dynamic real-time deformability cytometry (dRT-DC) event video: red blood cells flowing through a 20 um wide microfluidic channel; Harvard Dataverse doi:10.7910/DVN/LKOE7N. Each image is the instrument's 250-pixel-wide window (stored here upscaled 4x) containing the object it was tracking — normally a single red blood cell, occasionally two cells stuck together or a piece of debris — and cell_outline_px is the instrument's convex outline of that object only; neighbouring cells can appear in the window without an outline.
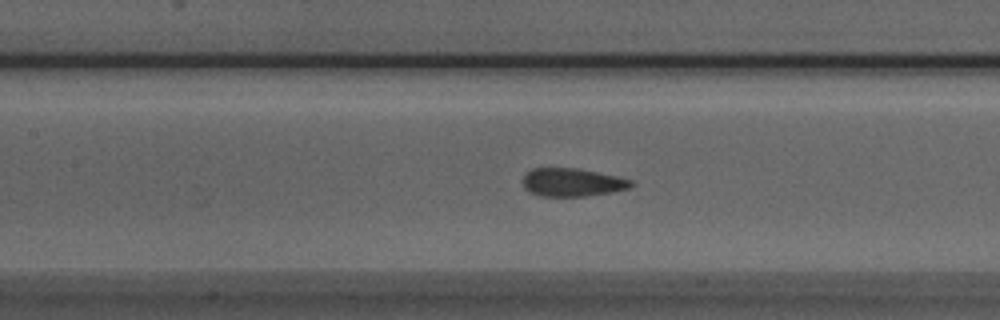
{"species": "Egyptian fruit bat (a non-hibernating species)", "species_latin": "Rousettus aegyptiacus", "temperature_condition": "room temperature", "stored_images_in_passage": 31, "camera_frame_rate_fps": 3000, "um_per_image_px": 0.085, "animal": {"sex": "male"}, "frame": {"image": 1, "passage_image": 8, "time_ms": 2.333, "image_size_px": [1000, 320], "cell_outline_px": [[636, 184], [628, 188], [612, 192], [584, 196], [540, 196], [528, 192], [524, 188], [524, 172], [532, 168], [576, 168], [616, 176], [632, 180]], "centroid_in_image_um": [48.62, 15.5], "position_along_channel_um": 158.8, "area_um2": 17.8}}
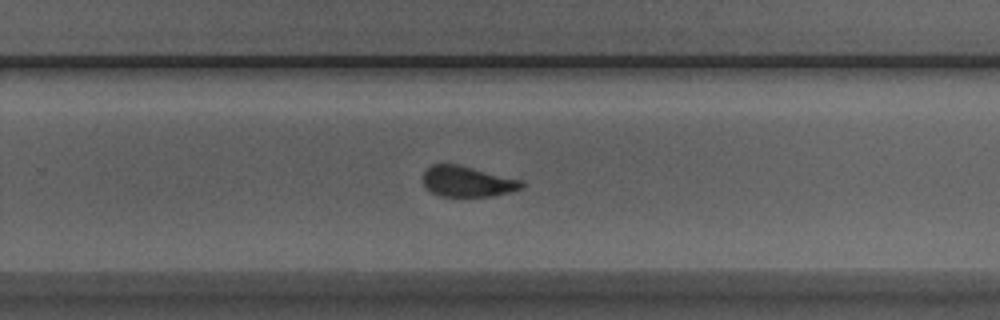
{"frame": {"image": 2, "passage_image": 18, "time_ms": 5.667, "image_size_px": [1000, 320], "cell_outline_px": [[524, 188], [492, 196], [440, 196], [432, 192], [424, 184], [424, 172], [432, 164], [456, 164], [520, 180], [524, 184]], "centroid_in_image_um": [39.72, 15.43], "position_along_channel_um": 290.1, "area_um2": 17.17}}
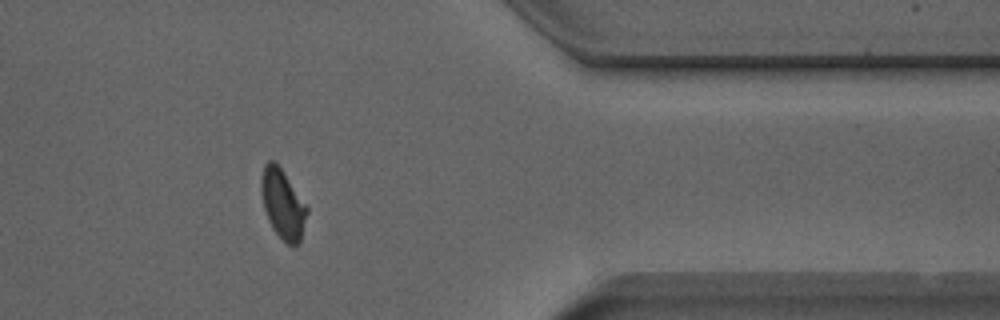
{"frame": {"image": 3, "passage_image": 27, "time_ms": 8.667, "image_size_px": [1000, 320], "cell_outline_px": [[308, 212], [300, 244], [288, 244], [272, 228], [268, 220], [264, 208], [260, 188], [260, 180], [264, 164], [268, 160], [276, 160], [308, 208]], "centroid_in_image_um": [24.02, 17.31], "position_along_channel_um": 387.4, "area_um2": 18.55}, "authors_computed_cell_mechanics": {"area_um2": 18.4382, "velocity_mm_per_s": 3.9613, "shape_relaxation_time_tau1_ms": 5.655, "shape_relaxation_time_tau2_ms": 0.689, "deformation_change_tau1": 0.1622, "deformation_change_tau2": 0.0652}}